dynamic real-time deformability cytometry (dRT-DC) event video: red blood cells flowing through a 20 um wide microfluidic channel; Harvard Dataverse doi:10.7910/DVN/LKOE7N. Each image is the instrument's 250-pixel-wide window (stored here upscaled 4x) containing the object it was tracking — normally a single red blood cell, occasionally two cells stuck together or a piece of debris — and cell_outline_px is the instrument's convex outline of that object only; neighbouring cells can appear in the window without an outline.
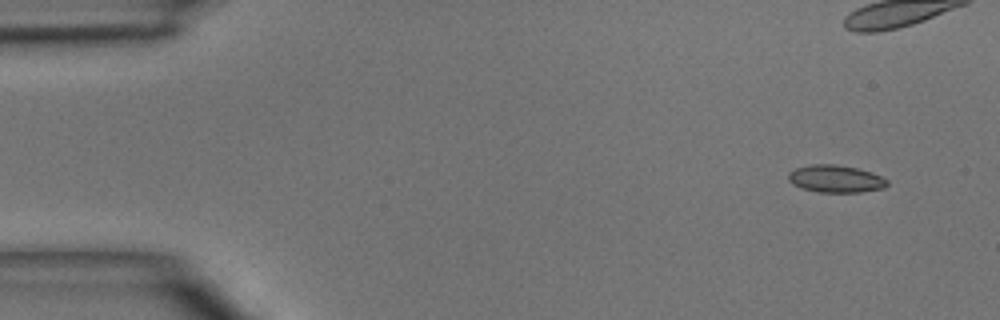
{"species": "common noctule bat (a hibernating species)", "species_latin": "Nyctalus noctula", "temperature_condition": "room temperature", "stored_images_in_passage": 5, "camera_frame_rate_fps": 3000, "um_per_image_px": 0.085, "animal": {"sex": "male", "body_mass_g": 15.6}, "frame": {"image": 1, "passage_image": 1, "time_ms": 0.0, "image_size_px": [1000, 320], "cell_outline_px": [[888, 184], [884, 188], [860, 192], [820, 192], [800, 188], [792, 184], [788, 180], [788, 172], [796, 168], [812, 164], [836, 164], [856, 168], [872, 172], [888, 180]], "centroid_in_image_um": [71.01, 15.2], "position_along_channel_um": 14.0, "area_um2": 15.84}}
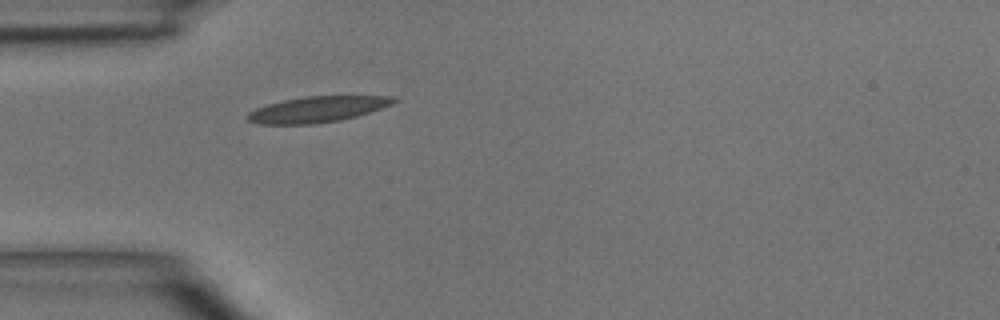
{"frame": {"image": 2, "passage_image": 5, "time_ms": 4.333, "image_size_px": [1000, 320], "cell_outline_px": [[400, 100], [392, 104], [356, 116], [340, 120], [312, 124], [260, 124], [248, 120], [244, 116], [248, 112], [256, 108], [268, 104], [284, 100], [308, 96], [396, 96]], "centroid_in_image_um": [26.97, 9.29], "position_along_channel_um": 58.0, "area_um2": 21.91}}